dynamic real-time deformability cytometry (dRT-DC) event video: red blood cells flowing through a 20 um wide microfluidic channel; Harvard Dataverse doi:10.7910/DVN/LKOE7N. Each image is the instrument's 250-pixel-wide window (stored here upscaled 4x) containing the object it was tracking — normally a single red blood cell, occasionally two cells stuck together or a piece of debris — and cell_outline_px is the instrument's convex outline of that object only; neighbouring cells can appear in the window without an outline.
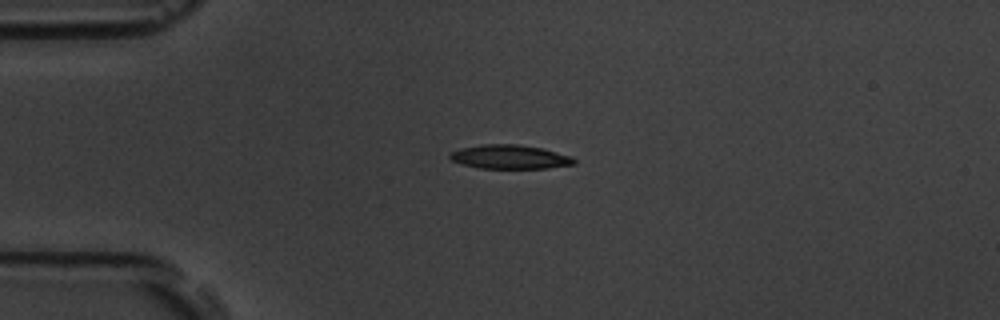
{"species": "common noctule bat (a hibernating species)", "species_latin": "Nyctalus noctula", "temperature_condition": "room temperature", "stored_images_in_passage": 35, "camera_frame_rate_fps": 3000, "um_per_image_px": 0.085, "animal": {"sex": "male", "body_mass_g": 19.5, "forearm_length_mm": 54.6}, "frame": {"image": 1, "passage_image": 1, "time_ms": 0.0, "image_size_px": [1000, 320], "cell_outline_px": [[576, 164], [548, 168], [480, 168], [464, 164], [452, 160], [448, 156], [452, 152], [460, 148], [480, 144], [516, 144], [540, 148], [572, 156], [576, 160]], "centroid_in_image_um": [43.35, 13.33], "position_along_channel_um": 41.6, "area_um2": 17.22}}
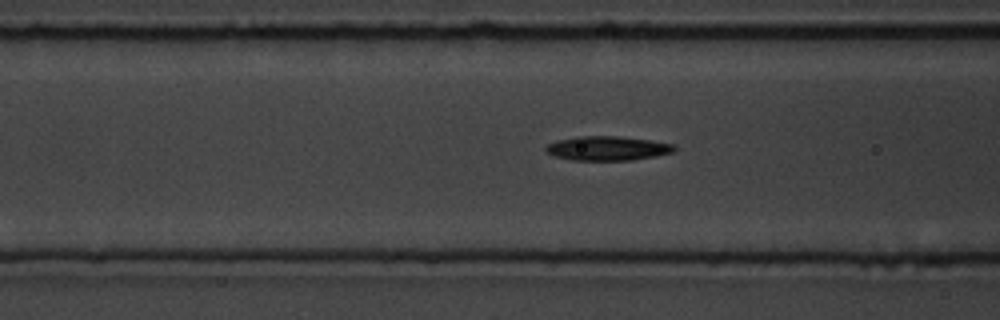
{"frame": {"image": 2, "passage_image": 9, "time_ms": 2.667, "image_size_px": [1000, 320], "cell_outline_px": [[676, 148], [672, 152], [656, 156], [632, 160], [572, 160], [556, 156], [548, 152], [544, 148], [548, 144], [556, 140], [576, 136], [616, 136], [648, 140], [676, 144]], "centroid_in_image_um": [51.64, 12.6], "position_along_channel_um": 115.0, "area_um2": 18.09}}
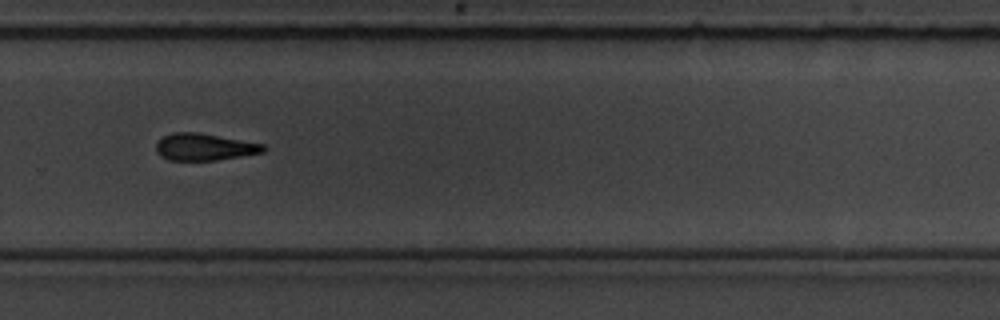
{"frame": {"image": 3, "passage_image": 25, "time_ms": 8.0, "image_size_px": [1000, 320], "cell_outline_px": [[268, 148], [264, 152], [216, 160], [168, 160], [160, 156], [156, 152], [156, 140], [172, 132], [200, 132], [264, 144]], "centroid_in_image_um": [17.35, 12.48], "position_along_channel_um": 312.4, "area_um2": 17.05}, "authors_computed_cell_mechanics": {"area_um2": 17.629, "velocity_mm_per_s": 3.7079, "shape_relaxation_time_tau1_ms": 4.6506, "shape_relaxation_time_tau2_ms": null, "deformation_change_tau1": 0.135, "deformation_change_tau2": null}}